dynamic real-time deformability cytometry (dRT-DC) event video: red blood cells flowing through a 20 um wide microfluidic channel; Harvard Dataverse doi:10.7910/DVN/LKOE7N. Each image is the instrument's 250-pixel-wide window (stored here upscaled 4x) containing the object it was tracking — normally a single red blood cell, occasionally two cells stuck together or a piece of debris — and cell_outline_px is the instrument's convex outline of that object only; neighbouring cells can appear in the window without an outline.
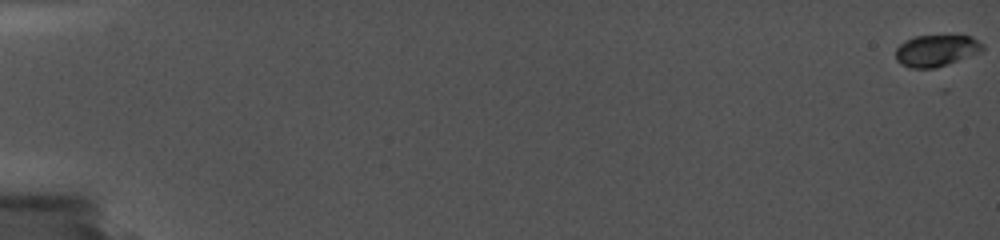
{"species": "common noctule bat (a hibernating species)", "species_latin": "Nyctalus noctula", "temperature_condition": "cold", "stored_images_in_passage": 19, "camera_frame_rate_fps": 5000, "um_per_image_px": 0.085, "animal": {"sex": "female", "body_mass_g": 19.0, "forearm_length_mm": 56.7}, "frame": {"image": 1, "passage_image": 1, "time_ms": 0.0, "image_size_px": [1000, 240], "cell_outline_px": [[984, 48], [980, 52], [948, 64], [936, 68], [912, 68], [900, 64], [896, 60], [896, 48], [900, 44], [916, 36], [972, 36], [984, 44]], "centroid_in_image_um": [79.59, 4.31], "position_along_channel_um": 5.4, "area_um2": 15.9}}